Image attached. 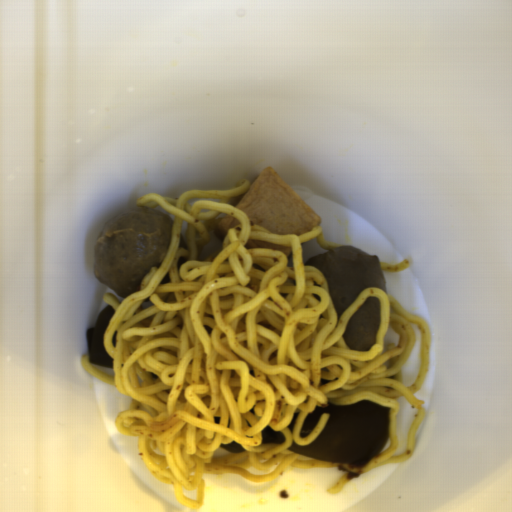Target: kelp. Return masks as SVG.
I'll list each match as a JSON object with an SVG mask.
<instances>
[{
	"label": "kelp",
	"mask_w": 512,
	"mask_h": 512,
	"mask_svg": "<svg viewBox=\"0 0 512 512\" xmlns=\"http://www.w3.org/2000/svg\"><path fill=\"white\" fill-rule=\"evenodd\" d=\"M389 411L364 399L350 405L317 406L306 415L299 436H309L321 414L330 413L324 428L310 444L297 445L293 440L287 449L335 464H347L350 468L364 466L382 452L390 436Z\"/></svg>",
	"instance_id": "kelp-1"
},
{
	"label": "kelp",
	"mask_w": 512,
	"mask_h": 512,
	"mask_svg": "<svg viewBox=\"0 0 512 512\" xmlns=\"http://www.w3.org/2000/svg\"><path fill=\"white\" fill-rule=\"evenodd\" d=\"M114 311V308L108 304L98 315L94 327L86 330L87 354L92 365L113 369L114 361L104 347V333Z\"/></svg>",
	"instance_id": "kelp-2"
},
{
	"label": "kelp",
	"mask_w": 512,
	"mask_h": 512,
	"mask_svg": "<svg viewBox=\"0 0 512 512\" xmlns=\"http://www.w3.org/2000/svg\"><path fill=\"white\" fill-rule=\"evenodd\" d=\"M261 433L262 445L285 444L286 442L285 434L276 431L268 425L266 428L262 429Z\"/></svg>",
	"instance_id": "kelp-3"
},
{
	"label": "kelp",
	"mask_w": 512,
	"mask_h": 512,
	"mask_svg": "<svg viewBox=\"0 0 512 512\" xmlns=\"http://www.w3.org/2000/svg\"><path fill=\"white\" fill-rule=\"evenodd\" d=\"M219 448H223L224 450L228 451L231 454L244 453L245 451H247L240 443L234 440H232L229 443L220 444Z\"/></svg>",
	"instance_id": "kelp-4"
}]
</instances>
